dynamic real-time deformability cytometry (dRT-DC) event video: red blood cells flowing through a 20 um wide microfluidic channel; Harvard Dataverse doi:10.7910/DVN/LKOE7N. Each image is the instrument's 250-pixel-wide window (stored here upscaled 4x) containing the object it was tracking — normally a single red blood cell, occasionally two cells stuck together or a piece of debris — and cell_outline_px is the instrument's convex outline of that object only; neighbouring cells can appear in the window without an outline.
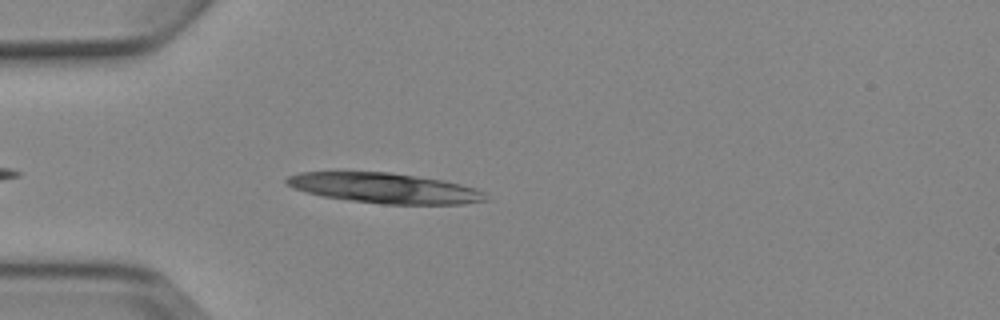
{"species": "Egyptian fruit bat (a non-hibernating species)", "species_latin": "Rousettus aegyptiacus", "temperature_condition": "cold", "stored_images_in_passage": 5, "camera_frame_rate_fps": 3000, "um_per_image_px": 0.085, "animal": {"sex": "female"}, "frame": {"image": 1, "passage_image": 5, "time_ms": 4.667, "image_size_px": [1000, 320], "cell_outline_px": [[488, 200], [464, 204], [384, 204], [348, 200], [324, 196], [308, 192], [296, 188], [288, 184], [284, 180], [288, 176], [300, 172], [388, 172], [444, 180], [476, 188], [484, 192]], "centroid_in_image_um": [32.74, 15.99], "position_along_channel_um": 52.3, "area_um2": 34.74}}